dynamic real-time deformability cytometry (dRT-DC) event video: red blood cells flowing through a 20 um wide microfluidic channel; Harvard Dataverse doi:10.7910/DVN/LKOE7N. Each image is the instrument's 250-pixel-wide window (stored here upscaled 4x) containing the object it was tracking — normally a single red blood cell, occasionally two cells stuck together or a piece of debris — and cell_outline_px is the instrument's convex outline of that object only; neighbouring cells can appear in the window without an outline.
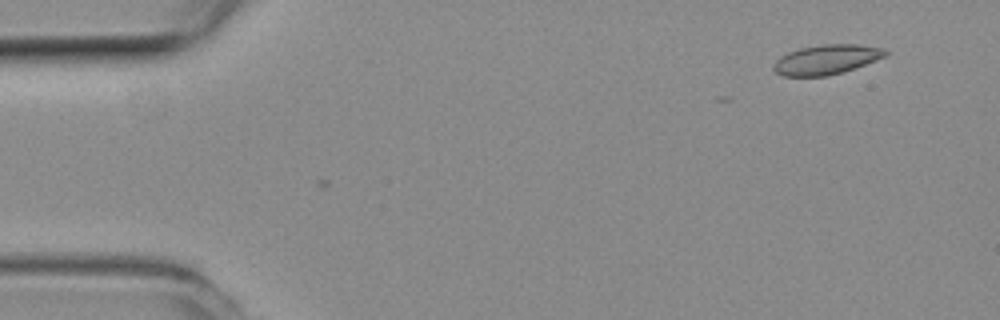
{"species": "common noctule bat (a hibernating species)", "species_latin": "Nyctalus noctula", "temperature_condition": "room temperature", "stored_images_in_passage": 2, "camera_frame_rate_fps": 3000, "um_per_image_px": 0.085, "animal": {"sex": "female", "body_mass_g": 19.3, "forearm_length_mm": 54.1}, "frame": {"image": 1, "passage_image": 1, "time_ms": 0.0, "image_size_px": [1000, 320], "cell_outline_px": [[888, 52], [884, 56], [876, 60], [828, 76], [784, 76], [776, 72], [772, 68], [772, 64], [780, 56], [788, 52], [800, 48], [824, 44], [856, 44], [884, 48]], "centroid_in_image_um": [70.2, 5.05], "position_along_channel_um": 14.8, "area_um2": 19.13}}